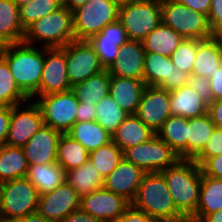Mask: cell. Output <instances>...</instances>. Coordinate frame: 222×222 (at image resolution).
I'll list each match as a JSON object with an SVG mask.
<instances>
[{"instance_id":"44dd1931","label":"cell","mask_w":222,"mask_h":222,"mask_svg":"<svg viewBox=\"0 0 222 222\" xmlns=\"http://www.w3.org/2000/svg\"><path fill=\"white\" fill-rule=\"evenodd\" d=\"M142 42L127 40L119 49L118 58L107 69L111 76L144 80V57Z\"/></svg>"},{"instance_id":"f35d334b","label":"cell","mask_w":222,"mask_h":222,"mask_svg":"<svg viewBox=\"0 0 222 222\" xmlns=\"http://www.w3.org/2000/svg\"><path fill=\"white\" fill-rule=\"evenodd\" d=\"M96 121L112 134L128 115L108 94L96 105Z\"/></svg>"},{"instance_id":"836d02e7","label":"cell","mask_w":222,"mask_h":222,"mask_svg":"<svg viewBox=\"0 0 222 222\" xmlns=\"http://www.w3.org/2000/svg\"><path fill=\"white\" fill-rule=\"evenodd\" d=\"M29 163L22 147L0 146V183L26 177Z\"/></svg>"},{"instance_id":"bcb514c9","label":"cell","mask_w":222,"mask_h":222,"mask_svg":"<svg viewBox=\"0 0 222 222\" xmlns=\"http://www.w3.org/2000/svg\"><path fill=\"white\" fill-rule=\"evenodd\" d=\"M204 175L212 178H222V154L208 158L202 165Z\"/></svg>"},{"instance_id":"3957f363","label":"cell","mask_w":222,"mask_h":222,"mask_svg":"<svg viewBox=\"0 0 222 222\" xmlns=\"http://www.w3.org/2000/svg\"><path fill=\"white\" fill-rule=\"evenodd\" d=\"M177 210L189 220L196 212L202 178L201 166L194 160L180 159L161 171Z\"/></svg>"},{"instance_id":"8fae6325","label":"cell","mask_w":222,"mask_h":222,"mask_svg":"<svg viewBox=\"0 0 222 222\" xmlns=\"http://www.w3.org/2000/svg\"><path fill=\"white\" fill-rule=\"evenodd\" d=\"M43 125L42 113L34 100L12 106L5 144L23 147Z\"/></svg>"},{"instance_id":"6125c7cd","label":"cell","mask_w":222,"mask_h":222,"mask_svg":"<svg viewBox=\"0 0 222 222\" xmlns=\"http://www.w3.org/2000/svg\"><path fill=\"white\" fill-rule=\"evenodd\" d=\"M217 37L221 40V43H222V33L219 34Z\"/></svg>"},{"instance_id":"f907efd6","label":"cell","mask_w":222,"mask_h":222,"mask_svg":"<svg viewBox=\"0 0 222 222\" xmlns=\"http://www.w3.org/2000/svg\"><path fill=\"white\" fill-rule=\"evenodd\" d=\"M191 10L201 12L208 16L210 12L211 0H175Z\"/></svg>"},{"instance_id":"d6986e66","label":"cell","mask_w":222,"mask_h":222,"mask_svg":"<svg viewBox=\"0 0 222 222\" xmlns=\"http://www.w3.org/2000/svg\"><path fill=\"white\" fill-rule=\"evenodd\" d=\"M146 172L125 158L104 178V188L118 194L130 203L134 200L138 187Z\"/></svg>"},{"instance_id":"e0dca14e","label":"cell","mask_w":222,"mask_h":222,"mask_svg":"<svg viewBox=\"0 0 222 222\" xmlns=\"http://www.w3.org/2000/svg\"><path fill=\"white\" fill-rule=\"evenodd\" d=\"M130 205L131 203L124 197L106 190L104 187L80 199V209L102 222L114 221Z\"/></svg>"},{"instance_id":"5bb4252c","label":"cell","mask_w":222,"mask_h":222,"mask_svg":"<svg viewBox=\"0 0 222 222\" xmlns=\"http://www.w3.org/2000/svg\"><path fill=\"white\" fill-rule=\"evenodd\" d=\"M67 76L66 46L45 48V61L38 97L71 90Z\"/></svg>"},{"instance_id":"8992f818","label":"cell","mask_w":222,"mask_h":222,"mask_svg":"<svg viewBox=\"0 0 222 222\" xmlns=\"http://www.w3.org/2000/svg\"><path fill=\"white\" fill-rule=\"evenodd\" d=\"M162 23L171 27L184 39L206 40L214 37L208 16L191 10L175 0L161 2Z\"/></svg>"},{"instance_id":"7c38bea8","label":"cell","mask_w":222,"mask_h":222,"mask_svg":"<svg viewBox=\"0 0 222 222\" xmlns=\"http://www.w3.org/2000/svg\"><path fill=\"white\" fill-rule=\"evenodd\" d=\"M66 66L71 86L105 70L89 41L74 40L66 45Z\"/></svg>"},{"instance_id":"4316f807","label":"cell","mask_w":222,"mask_h":222,"mask_svg":"<svg viewBox=\"0 0 222 222\" xmlns=\"http://www.w3.org/2000/svg\"><path fill=\"white\" fill-rule=\"evenodd\" d=\"M65 181L73 187L80 199L104 187V178L90 159L80 167L66 171Z\"/></svg>"},{"instance_id":"9c48e42d","label":"cell","mask_w":222,"mask_h":222,"mask_svg":"<svg viewBox=\"0 0 222 222\" xmlns=\"http://www.w3.org/2000/svg\"><path fill=\"white\" fill-rule=\"evenodd\" d=\"M32 100L40 108L44 125L66 134L76 123L79 102L71 90L35 97Z\"/></svg>"},{"instance_id":"7402d4cb","label":"cell","mask_w":222,"mask_h":222,"mask_svg":"<svg viewBox=\"0 0 222 222\" xmlns=\"http://www.w3.org/2000/svg\"><path fill=\"white\" fill-rule=\"evenodd\" d=\"M145 87L144 80L111 76L109 95L128 115L135 114Z\"/></svg>"},{"instance_id":"60d3db41","label":"cell","mask_w":222,"mask_h":222,"mask_svg":"<svg viewBox=\"0 0 222 222\" xmlns=\"http://www.w3.org/2000/svg\"><path fill=\"white\" fill-rule=\"evenodd\" d=\"M196 53L197 39H184L171 55L172 63L177 69L191 76Z\"/></svg>"},{"instance_id":"91938a15","label":"cell","mask_w":222,"mask_h":222,"mask_svg":"<svg viewBox=\"0 0 222 222\" xmlns=\"http://www.w3.org/2000/svg\"><path fill=\"white\" fill-rule=\"evenodd\" d=\"M55 2L59 7H64L65 6V0H51Z\"/></svg>"},{"instance_id":"d4e9b609","label":"cell","mask_w":222,"mask_h":222,"mask_svg":"<svg viewBox=\"0 0 222 222\" xmlns=\"http://www.w3.org/2000/svg\"><path fill=\"white\" fill-rule=\"evenodd\" d=\"M169 95L171 115L191 119L208 113V104L188 85L169 91Z\"/></svg>"},{"instance_id":"ba28073f","label":"cell","mask_w":222,"mask_h":222,"mask_svg":"<svg viewBox=\"0 0 222 222\" xmlns=\"http://www.w3.org/2000/svg\"><path fill=\"white\" fill-rule=\"evenodd\" d=\"M118 10L111 0H88L73 11L75 40L89 41L107 24L118 20Z\"/></svg>"},{"instance_id":"7dc6e473","label":"cell","mask_w":222,"mask_h":222,"mask_svg":"<svg viewBox=\"0 0 222 222\" xmlns=\"http://www.w3.org/2000/svg\"><path fill=\"white\" fill-rule=\"evenodd\" d=\"M11 119V106H0V146L5 144Z\"/></svg>"},{"instance_id":"f546056e","label":"cell","mask_w":222,"mask_h":222,"mask_svg":"<svg viewBox=\"0 0 222 222\" xmlns=\"http://www.w3.org/2000/svg\"><path fill=\"white\" fill-rule=\"evenodd\" d=\"M90 153L112 141V135L97 121L76 122L66 133Z\"/></svg>"},{"instance_id":"94428289","label":"cell","mask_w":222,"mask_h":222,"mask_svg":"<svg viewBox=\"0 0 222 222\" xmlns=\"http://www.w3.org/2000/svg\"><path fill=\"white\" fill-rule=\"evenodd\" d=\"M5 43H3L1 40H0V56L2 55L3 53V50H4V47H5Z\"/></svg>"},{"instance_id":"816d5d0a","label":"cell","mask_w":222,"mask_h":222,"mask_svg":"<svg viewBox=\"0 0 222 222\" xmlns=\"http://www.w3.org/2000/svg\"><path fill=\"white\" fill-rule=\"evenodd\" d=\"M208 114L210 115L215 126L222 128V99L212 101L208 105Z\"/></svg>"},{"instance_id":"f5cc1de1","label":"cell","mask_w":222,"mask_h":222,"mask_svg":"<svg viewBox=\"0 0 222 222\" xmlns=\"http://www.w3.org/2000/svg\"><path fill=\"white\" fill-rule=\"evenodd\" d=\"M61 222H102V221L92 217L90 214L86 212H83L81 209H78L70 213Z\"/></svg>"},{"instance_id":"30bf717a","label":"cell","mask_w":222,"mask_h":222,"mask_svg":"<svg viewBox=\"0 0 222 222\" xmlns=\"http://www.w3.org/2000/svg\"><path fill=\"white\" fill-rule=\"evenodd\" d=\"M123 157L145 172H161L181 159L157 134L142 144L126 149Z\"/></svg>"},{"instance_id":"52a82bcc","label":"cell","mask_w":222,"mask_h":222,"mask_svg":"<svg viewBox=\"0 0 222 222\" xmlns=\"http://www.w3.org/2000/svg\"><path fill=\"white\" fill-rule=\"evenodd\" d=\"M118 21L124 27L129 40L142 42L162 23L161 1L137 0L121 6Z\"/></svg>"},{"instance_id":"6da1fadb","label":"cell","mask_w":222,"mask_h":222,"mask_svg":"<svg viewBox=\"0 0 222 222\" xmlns=\"http://www.w3.org/2000/svg\"><path fill=\"white\" fill-rule=\"evenodd\" d=\"M1 57L8 63L19 89L31 100L38 97L45 48L24 42L6 44Z\"/></svg>"},{"instance_id":"5b68a950","label":"cell","mask_w":222,"mask_h":222,"mask_svg":"<svg viewBox=\"0 0 222 222\" xmlns=\"http://www.w3.org/2000/svg\"><path fill=\"white\" fill-rule=\"evenodd\" d=\"M39 193L27 177L0 183V221L13 222L37 212Z\"/></svg>"},{"instance_id":"277c9868","label":"cell","mask_w":222,"mask_h":222,"mask_svg":"<svg viewBox=\"0 0 222 222\" xmlns=\"http://www.w3.org/2000/svg\"><path fill=\"white\" fill-rule=\"evenodd\" d=\"M74 40L73 12L64 6L29 26L23 42L33 46L42 42L41 47L54 48L64 47Z\"/></svg>"},{"instance_id":"9f6ffc18","label":"cell","mask_w":222,"mask_h":222,"mask_svg":"<svg viewBox=\"0 0 222 222\" xmlns=\"http://www.w3.org/2000/svg\"><path fill=\"white\" fill-rule=\"evenodd\" d=\"M88 0H65V7L71 12L84 5Z\"/></svg>"},{"instance_id":"681fc988","label":"cell","mask_w":222,"mask_h":222,"mask_svg":"<svg viewBox=\"0 0 222 222\" xmlns=\"http://www.w3.org/2000/svg\"><path fill=\"white\" fill-rule=\"evenodd\" d=\"M210 88L212 92V101L222 99V66L217 69L213 76L209 78Z\"/></svg>"},{"instance_id":"680465c9","label":"cell","mask_w":222,"mask_h":222,"mask_svg":"<svg viewBox=\"0 0 222 222\" xmlns=\"http://www.w3.org/2000/svg\"><path fill=\"white\" fill-rule=\"evenodd\" d=\"M13 1L17 4L18 7H20L24 4L31 2L32 0H13Z\"/></svg>"},{"instance_id":"9a60e30c","label":"cell","mask_w":222,"mask_h":222,"mask_svg":"<svg viewBox=\"0 0 222 222\" xmlns=\"http://www.w3.org/2000/svg\"><path fill=\"white\" fill-rule=\"evenodd\" d=\"M135 114L157 133L171 116L169 91L156 86H146Z\"/></svg>"},{"instance_id":"d6a6232c","label":"cell","mask_w":222,"mask_h":222,"mask_svg":"<svg viewBox=\"0 0 222 222\" xmlns=\"http://www.w3.org/2000/svg\"><path fill=\"white\" fill-rule=\"evenodd\" d=\"M110 80L111 75L105 69L87 80L73 85L71 91L75 94L78 102L97 105L109 94Z\"/></svg>"},{"instance_id":"74e56055","label":"cell","mask_w":222,"mask_h":222,"mask_svg":"<svg viewBox=\"0 0 222 222\" xmlns=\"http://www.w3.org/2000/svg\"><path fill=\"white\" fill-rule=\"evenodd\" d=\"M123 158V151L113 141L89 153V159L103 178L107 177Z\"/></svg>"},{"instance_id":"e575fe53","label":"cell","mask_w":222,"mask_h":222,"mask_svg":"<svg viewBox=\"0 0 222 222\" xmlns=\"http://www.w3.org/2000/svg\"><path fill=\"white\" fill-rule=\"evenodd\" d=\"M216 128L210 115L189 119L187 137V159L193 160L204 148Z\"/></svg>"},{"instance_id":"7bdbcfd3","label":"cell","mask_w":222,"mask_h":222,"mask_svg":"<svg viewBox=\"0 0 222 222\" xmlns=\"http://www.w3.org/2000/svg\"><path fill=\"white\" fill-rule=\"evenodd\" d=\"M187 85L208 105L212 102V92L208 78L191 75L188 78Z\"/></svg>"},{"instance_id":"8d00e7d4","label":"cell","mask_w":222,"mask_h":222,"mask_svg":"<svg viewBox=\"0 0 222 222\" xmlns=\"http://www.w3.org/2000/svg\"><path fill=\"white\" fill-rule=\"evenodd\" d=\"M29 98L17 86L8 63L0 56V106H15Z\"/></svg>"},{"instance_id":"ab89813d","label":"cell","mask_w":222,"mask_h":222,"mask_svg":"<svg viewBox=\"0 0 222 222\" xmlns=\"http://www.w3.org/2000/svg\"><path fill=\"white\" fill-rule=\"evenodd\" d=\"M60 7L51 0H32L19 7L20 21L26 30L35 21L55 12Z\"/></svg>"},{"instance_id":"db71d44e","label":"cell","mask_w":222,"mask_h":222,"mask_svg":"<svg viewBox=\"0 0 222 222\" xmlns=\"http://www.w3.org/2000/svg\"><path fill=\"white\" fill-rule=\"evenodd\" d=\"M13 222H55V221L48 220L36 212L30 215H26L25 217H21Z\"/></svg>"},{"instance_id":"1f68e13d","label":"cell","mask_w":222,"mask_h":222,"mask_svg":"<svg viewBox=\"0 0 222 222\" xmlns=\"http://www.w3.org/2000/svg\"><path fill=\"white\" fill-rule=\"evenodd\" d=\"M184 38L171 27L160 23L143 41L146 53L171 57Z\"/></svg>"},{"instance_id":"b9f144b4","label":"cell","mask_w":222,"mask_h":222,"mask_svg":"<svg viewBox=\"0 0 222 222\" xmlns=\"http://www.w3.org/2000/svg\"><path fill=\"white\" fill-rule=\"evenodd\" d=\"M222 154V128L216 127L203 150L193 159L201 166L208 158Z\"/></svg>"},{"instance_id":"cb8c5ba5","label":"cell","mask_w":222,"mask_h":222,"mask_svg":"<svg viewBox=\"0 0 222 222\" xmlns=\"http://www.w3.org/2000/svg\"><path fill=\"white\" fill-rule=\"evenodd\" d=\"M155 134L136 114H129L111 135L112 141L124 152L148 141Z\"/></svg>"},{"instance_id":"603a6c76","label":"cell","mask_w":222,"mask_h":222,"mask_svg":"<svg viewBox=\"0 0 222 222\" xmlns=\"http://www.w3.org/2000/svg\"><path fill=\"white\" fill-rule=\"evenodd\" d=\"M222 66V43L214 36L206 40L197 39V53L192 75L210 78Z\"/></svg>"},{"instance_id":"4fadbf2b","label":"cell","mask_w":222,"mask_h":222,"mask_svg":"<svg viewBox=\"0 0 222 222\" xmlns=\"http://www.w3.org/2000/svg\"><path fill=\"white\" fill-rule=\"evenodd\" d=\"M188 78V74L173 65L171 57L145 53L144 82L146 86H156L172 91L187 85Z\"/></svg>"},{"instance_id":"d590c367","label":"cell","mask_w":222,"mask_h":222,"mask_svg":"<svg viewBox=\"0 0 222 222\" xmlns=\"http://www.w3.org/2000/svg\"><path fill=\"white\" fill-rule=\"evenodd\" d=\"M89 160V152L78 141L62 134L58 142L57 163L69 171L80 167Z\"/></svg>"},{"instance_id":"f1b7e54d","label":"cell","mask_w":222,"mask_h":222,"mask_svg":"<svg viewBox=\"0 0 222 222\" xmlns=\"http://www.w3.org/2000/svg\"><path fill=\"white\" fill-rule=\"evenodd\" d=\"M66 171L57 163L29 165L26 177L39 195L49 193L65 182Z\"/></svg>"},{"instance_id":"2e32d148","label":"cell","mask_w":222,"mask_h":222,"mask_svg":"<svg viewBox=\"0 0 222 222\" xmlns=\"http://www.w3.org/2000/svg\"><path fill=\"white\" fill-rule=\"evenodd\" d=\"M78 209H80V198L66 181L53 191L39 195L37 213L48 220L61 222Z\"/></svg>"},{"instance_id":"6f0895ef","label":"cell","mask_w":222,"mask_h":222,"mask_svg":"<svg viewBox=\"0 0 222 222\" xmlns=\"http://www.w3.org/2000/svg\"><path fill=\"white\" fill-rule=\"evenodd\" d=\"M111 1L115 3L118 7H121L137 0H111Z\"/></svg>"},{"instance_id":"ee69618b","label":"cell","mask_w":222,"mask_h":222,"mask_svg":"<svg viewBox=\"0 0 222 222\" xmlns=\"http://www.w3.org/2000/svg\"><path fill=\"white\" fill-rule=\"evenodd\" d=\"M208 21L213 36H218L222 33V0H211Z\"/></svg>"},{"instance_id":"c3c4849f","label":"cell","mask_w":222,"mask_h":222,"mask_svg":"<svg viewBox=\"0 0 222 222\" xmlns=\"http://www.w3.org/2000/svg\"><path fill=\"white\" fill-rule=\"evenodd\" d=\"M96 105L79 102L76 122L96 121Z\"/></svg>"},{"instance_id":"f6af8a7d","label":"cell","mask_w":222,"mask_h":222,"mask_svg":"<svg viewBox=\"0 0 222 222\" xmlns=\"http://www.w3.org/2000/svg\"><path fill=\"white\" fill-rule=\"evenodd\" d=\"M112 222H156L145 212L130 205L124 213Z\"/></svg>"},{"instance_id":"ac0fdd59","label":"cell","mask_w":222,"mask_h":222,"mask_svg":"<svg viewBox=\"0 0 222 222\" xmlns=\"http://www.w3.org/2000/svg\"><path fill=\"white\" fill-rule=\"evenodd\" d=\"M61 132L43 125L22 147L29 165L57 162L58 142Z\"/></svg>"},{"instance_id":"ffe728a7","label":"cell","mask_w":222,"mask_h":222,"mask_svg":"<svg viewBox=\"0 0 222 222\" xmlns=\"http://www.w3.org/2000/svg\"><path fill=\"white\" fill-rule=\"evenodd\" d=\"M127 40V33L117 20L107 24L89 43L94 47L101 65L108 69L118 58L119 49Z\"/></svg>"},{"instance_id":"484cf974","label":"cell","mask_w":222,"mask_h":222,"mask_svg":"<svg viewBox=\"0 0 222 222\" xmlns=\"http://www.w3.org/2000/svg\"><path fill=\"white\" fill-rule=\"evenodd\" d=\"M222 209V178H212L202 173L199 203L195 214L188 220L200 222L206 215Z\"/></svg>"},{"instance_id":"83f0119b","label":"cell","mask_w":222,"mask_h":222,"mask_svg":"<svg viewBox=\"0 0 222 222\" xmlns=\"http://www.w3.org/2000/svg\"><path fill=\"white\" fill-rule=\"evenodd\" d=\"M25 32L17 4L13 0H0V40L5 44L20 43Z\"/></svg>"},{"instance_id":"4dcf8cb0","label":"cell","mask_w":222,"mask_h":222,"mask_svg":"<svg viewBox=\"0 0 222 222\" xmlns=\"http://www.w3.org/2000/svg\"><path fill=\"white\" fill-rule=\"evenodd\" d=\"M189 119L171 115L156 133L181 159H187V137Z\"/></svg>"},{"instance_id":"11a10c76","label":"cell","mask_w":222,"mask_h":222,"mask_svg":"<svg viewBox=\"0 0 222 222\" xmlns=\"http://www.w3.org/2000/svg\"><path fill=\"white\" fill-rule=\"evenodd\" d=\"M200 222H222V209L206 215Z\"/></svg>"},{"instance_id":"7a4b0ae2","label":"cell","mask_w":222,"mask_h":222,"mask_svg":"<svg viewBox=\"0 0 222 222\" xmlns=\"http://www.w3.org/2000/svg\"><path fill=\"white\" fill-rule=\"evenodd\" d=\"M131 205L156 222H187L177 210L161 172H146Z\"/></svg>"}]
</instances>
